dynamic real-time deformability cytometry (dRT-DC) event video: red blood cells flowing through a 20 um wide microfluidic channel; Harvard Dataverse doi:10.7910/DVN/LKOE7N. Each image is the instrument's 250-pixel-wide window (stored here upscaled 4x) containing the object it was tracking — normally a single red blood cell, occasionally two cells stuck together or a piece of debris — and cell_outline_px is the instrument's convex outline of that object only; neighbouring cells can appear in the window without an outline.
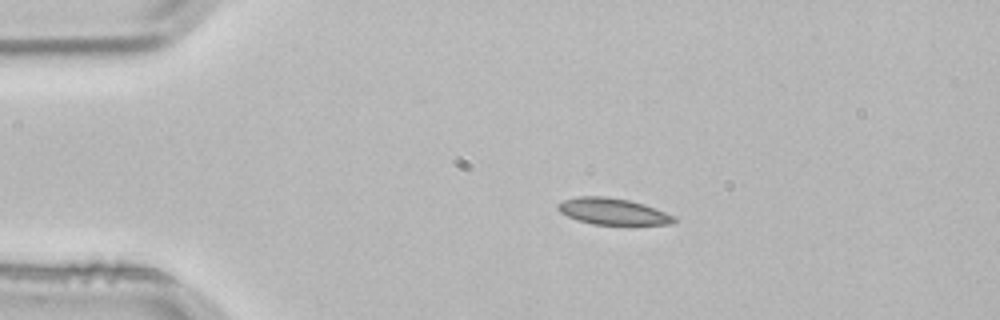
{"species": "common noctule bat (a hibernating species)", "species_latin": "Nyctalus noctula", "temperature_condition": "room temperature", "stored_images_in_passage": 3, "segment_of_instrument_passage": [2, 2], "camera_frame_rate_fps": 3000, "um_per_image_px": 0.085, "animal": {"sex": "male", "body_mass_g": 21.5, "forearm_length_mm": 52.0}, "frame": {"image": 1, "passage_image": 3, "time_ms": 0.667, "image_size_px": [1000, 320], "cell_outline_px": [[676, 220], [672, 224], [628, 228], [592, 224], [568, 216], [560, 212], [556, 208], [556, 204], [564, 200], [576, 196], [604, 196], [628, 200], [644, 204], [676, 216]], "centroid_in_image_um": [52.17, 18.03], "position_along_channel_um": 32.8, "area_um2": 18.9}}